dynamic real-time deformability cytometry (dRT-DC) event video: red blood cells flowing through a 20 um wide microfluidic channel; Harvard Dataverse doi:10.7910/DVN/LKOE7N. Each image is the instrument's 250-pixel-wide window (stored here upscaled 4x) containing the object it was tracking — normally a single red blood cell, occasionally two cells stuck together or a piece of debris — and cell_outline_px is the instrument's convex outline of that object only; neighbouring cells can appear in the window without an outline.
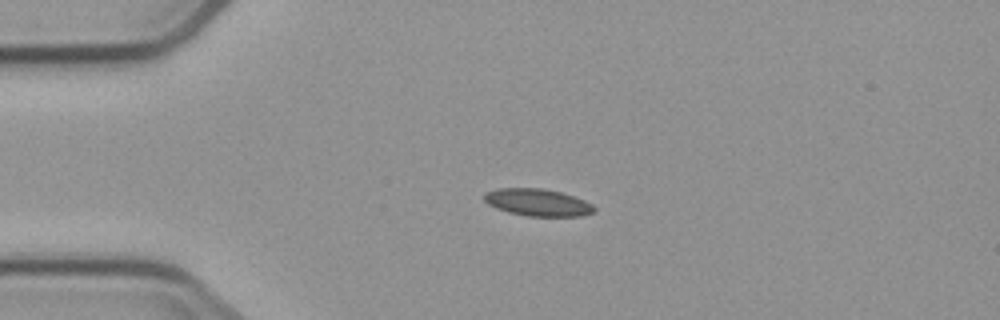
{"species": "common noctule bat (a hibernating species)", "species_latin": "Nyctalus noctula", "temperature_condition": "cold", "stored_images_in_passage": 5, "camera_frame_rate_fps": 3000, "um_per_image_px": 0.085, "animal": {"sex": "male", "body_mass_g": 23.1, "forearm_length_mm": 52.7}, "frame": {"image": 1, "passage_image": 3, "time_ms": 2.333, "image_size_px": [1000, 320], "cell_outline_px": [[596, 208], [592, 212], [584, 216], [524, 216], [508, 212], [496, 208], [488, 204], [484, 200], [484, 192], [496, 188], [544, 188], [560, 192], [584, 200], [592, 204]], "centroid_in_image_um": [45.67, 17.2], "position_along_channel_um": 39.3, "area_um2": 17.51}}
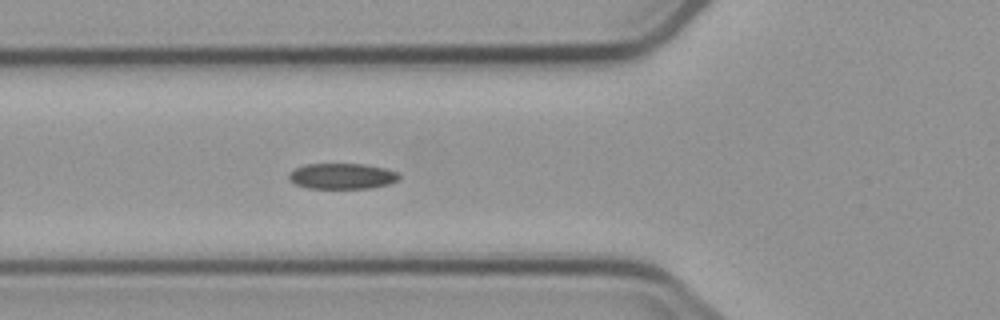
{"frame": {"image": 2, "passage_image": 5, "time_ms": 4.667, "image_size_px": [1000, 320], "cell_outline_px": [[400, 180], [388, 184], [372, 188], [308, 188], [296, 184], [288, 180], [288, 172], [304, 164], [364, 164], [384, 168], [400, 172]], "centroid_in_image_um": [29.09, 14.97], "position_along_channel_um": 96.7, "area_um2": 16.7}}